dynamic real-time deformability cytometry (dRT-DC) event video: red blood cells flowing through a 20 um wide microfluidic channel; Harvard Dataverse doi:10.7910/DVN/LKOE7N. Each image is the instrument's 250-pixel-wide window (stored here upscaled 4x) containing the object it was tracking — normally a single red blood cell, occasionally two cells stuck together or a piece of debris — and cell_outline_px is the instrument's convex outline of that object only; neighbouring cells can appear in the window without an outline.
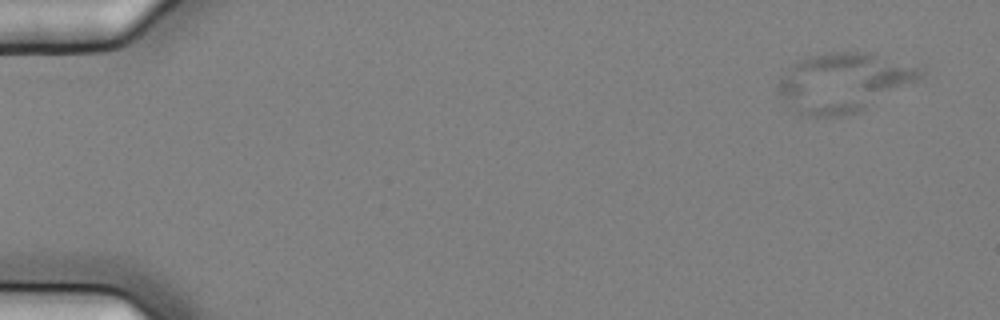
{"species": "common noctule bat (a hibernating species)", "species_latin": "Nyctalus noctula", "temperature_condition": "cold", "stored_images_in_passage": 11, "camera_frame_rate_fps": 3000, "um_per_image_px": 0.085, "animal": {"sex": "female", "body_mass_g": 25.1}, "frame": {"image": 1, "passage_image": 1, "time_ms": 0.0, "image_size_px": [1000, 320], "cell_outline_px": [[924, 72], [916, 80], [860, 112], [844, 116], [796, 116], [776, 92], [776, 88], [780, 80], [788, 68], [796, 60], [808, 56], [828, 52], [872, 52], [924, 68]], "centroid_in_image_um": [71.63, 7.01], "position_along_channel_um": 13.4, "area_um2": 49.36}}
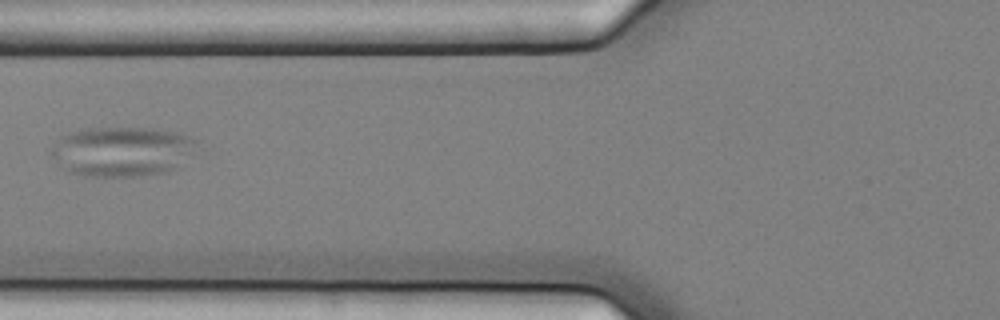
{"frame": {"image": 2, "passage_image": 6, "time_ms": 1.667, "image_size_px": [1000, 320], "cell_outline_px": [[200, 140], [168, 172], [144, 176], [84, 176], [68, 172], [52, 156], [52, 148], [56, 140], [60, 136], [80, 128], [148, 128], [180, 132]], "centroid_in_image_um": [10.3, 12.85], "position_along_channel_um": 115.5, "area_um2": 41.79}}
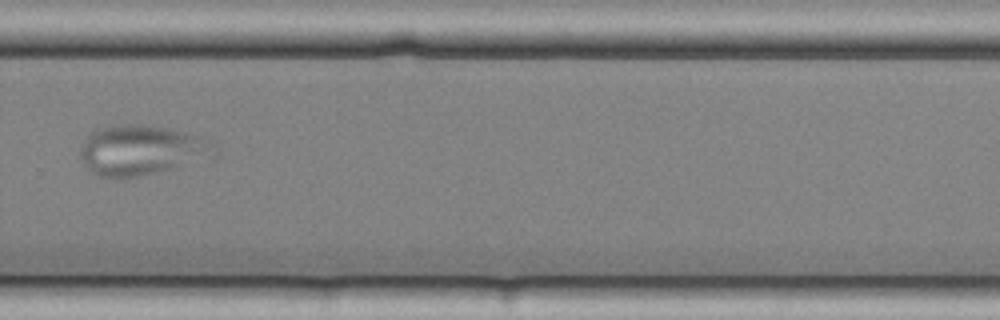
{"frame": {"image": 3, "passage_image": 11, "time_ms": 3.333, "image_size_px": [1000, 320], "cell_outline_px": [[216, 160], [140, 176], [100, 176], [92, 172], [84, 164], [80, 156], [80, 148], [88, 136], [92, 132], [100, 128], [112, 124], [140, 124], [168, 128], [188, 132], [212, 140], [216, 148]], "centroid_in_image_um": [12.17, 12.76], "position_along_channel_um": 317.6, "area_um2": 39.88}}